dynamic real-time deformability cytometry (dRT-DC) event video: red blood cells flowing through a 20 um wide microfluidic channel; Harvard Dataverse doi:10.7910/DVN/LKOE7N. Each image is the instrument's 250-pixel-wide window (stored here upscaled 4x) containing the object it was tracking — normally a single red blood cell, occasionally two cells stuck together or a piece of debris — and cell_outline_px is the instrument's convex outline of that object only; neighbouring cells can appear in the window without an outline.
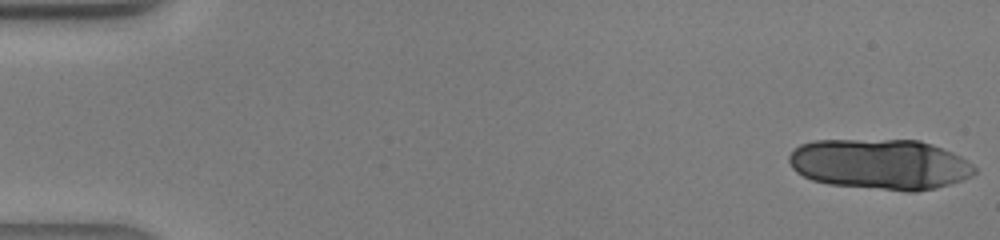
{"species": "human", "species_latin": "Homo sapiens", "temperature_condition": "warm", "stored_images_in_passage": 21, "segment_of_instrument_passage": [1, 2], "camera_frame_rate_fps": 3000, "um_per_image_px": 0.085, "donor": {"sex": "male"}, "frame": {"image": 1, "passage_image": 1, "time_ms": 0.0, "image_size_px": [1000, 240], "cell_outline_px": [[976, 172], [972, 176], [936, 188], [916, 192], [904, 192], [828, 184], [812, 180], [796, 172], [792, 168], [788, 160], [788, 156], [792, 148], [800, 144], [812, 140], [920, 140], [932, 144], [952, 152], [960, 156], [972, 164], [976, 168]], "centroid_in_image_um": [74.78, 13.96], "position_along_channel_um": 10.2, "area_um2": 55.08}}
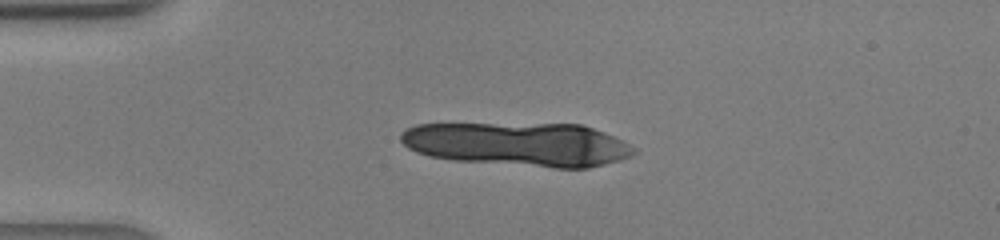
{"frame": {"image": 2, "passage_image": 10, "time_ms": 3.0, "image_size_px": [1000, 240], "cell_outline_px": [[636, 152], [632, 156], [620, 160], [588, 168], [552, 168], [456, 160], [432, 156], [416, 152], [408, 148], [400, 140], [400, 132], [404, 128], [416, 124], [580, 124], [604, 132], [636, 148]], "centroid_in_image_um": [44.04, 12.26], "position_along_channel_um": 41.0, "area_um2": 59.53}}